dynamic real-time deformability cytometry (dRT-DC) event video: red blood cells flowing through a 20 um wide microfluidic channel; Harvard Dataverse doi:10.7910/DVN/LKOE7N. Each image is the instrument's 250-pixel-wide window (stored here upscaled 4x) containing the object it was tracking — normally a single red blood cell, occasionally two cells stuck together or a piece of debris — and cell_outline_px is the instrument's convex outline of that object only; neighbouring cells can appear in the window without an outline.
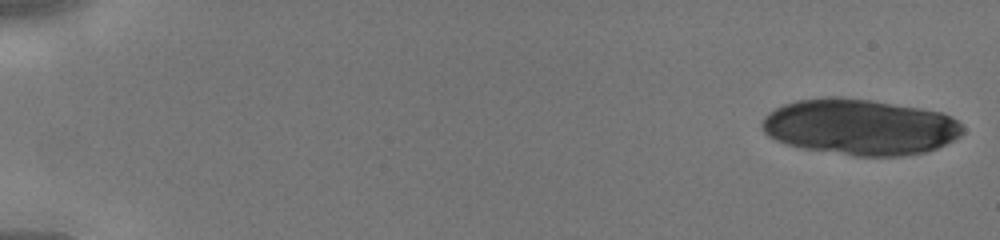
{"species": "human", "species_latin": "Homo sapiens", "temperature_condition": "cold", "stored_images_in_passage": 16, "camera_frame_rate_fps": 3000, "um_per_image_px": 0.085, "donor": {"sex": "male"}, "frame": {"image": 1, "passage_image": 1, "time_ms": 0.0, "image_size_px": [1000, 240], "cell_outline_px": [[964, 132], [960, 136], [936, 148], [924, 152], [900, 156], [852, 156], [800, 148], [776, 140], [768, 136], [764, 132], [760, 124], [764, 116], [768, 112], [784, 104], [796, 100], [828, 96], [836, 96], [872, 100], [920, 108], [940, 112], [952, 116], [964, 128]], "centroid_in_image_um": [73.06, 10.79], "position_along_channel_um": 11.9, "area_um2": 65.72}}